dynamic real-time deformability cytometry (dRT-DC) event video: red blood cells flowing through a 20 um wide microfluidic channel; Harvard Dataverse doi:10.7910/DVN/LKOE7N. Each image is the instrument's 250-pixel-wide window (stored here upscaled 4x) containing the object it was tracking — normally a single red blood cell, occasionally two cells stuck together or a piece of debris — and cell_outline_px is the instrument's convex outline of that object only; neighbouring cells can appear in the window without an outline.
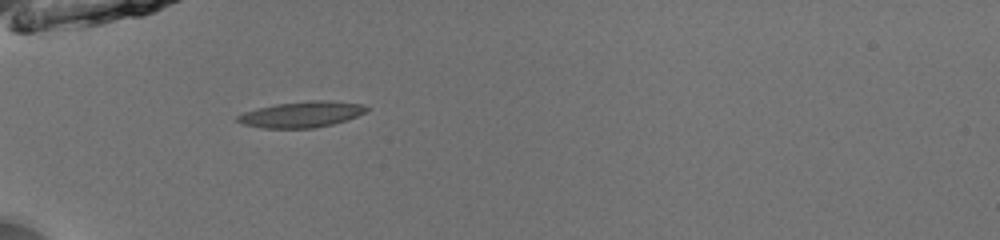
{"species": "common noctule bat (a hibernating species)", "species_latin": "Nyctalus noctula", "temperature_condition": "room temperature", "stored_images_in_passage": 35, "camera_frame_rate_fps": 3000, "um_per_image_px": 0.085, "animal": {"sex": "male", "body_mass_g": 13.0, "forearm_length_mm": 53.1}, "frame": {"image": 1, "passage_image": 1, "time_ms": 0.0, "image_size_px": [1000, 240], "cell_outline_px": [[372, 108], [348, 120], [332, 124], [312, 128], [264, 128], [244, 124], [236, 120], [236, 116], [244, 112], [256, 108], [276, 104], [308, 100], [328, 100], [364, 104]], "centroid_in_image_um": [25.66, 9.71], "position_along_channel_um": 59.3, "area_um2": 19.59}}
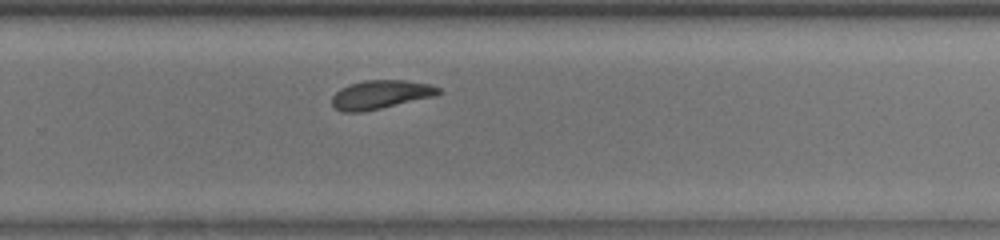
{"frame": {"image": 2, "passage_image": 20, "time_ms": 6.333, "image_size_px": [1000, 240], "cell_outline_px": [[444, 92], [436, 96], [380, 108], [360, 112], [340, 112], [332, 104], [332, 96], [340, 88], [348, 84], [364, 80], [404, 80], [432, 84], [440, 88]], "centroid_in_image_um": [32.38, 8.03], "position_along_channel_um": 297.4, "area_um2": 17.98}}
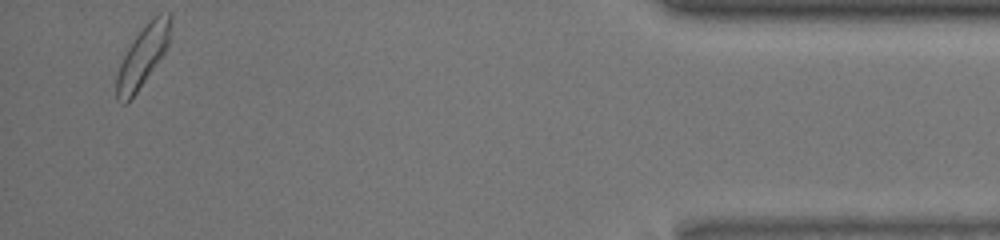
{"frame": {"image": 3, "passage_image": 34, "time_ms": 11.0, "image_size_px": [1000, 240], "cell_outline_px": [[172, 20], [168, 44], [164, 52], [128, 104], [124, 104], [116, 100], [116, 76], [120, 64], [132, 40], [144, 24], [152, 16], [160, 12], [172, 12]], "centroid_in_image_um": [12.13, 4.73], "position_along_channel_um": 423.1, "area_um2": 19.19}, "authors_computed_cell_mechanics": {"area_um2": 18.207, "velocity_mm_per_s": 3.9105, "shape_relaxation_time_tau1_ms": 2.906, "shape_relaxation_time_tau2_ms": null, "deformation_change_tau1": 0.1156, "deformation_change_tau2": null}}